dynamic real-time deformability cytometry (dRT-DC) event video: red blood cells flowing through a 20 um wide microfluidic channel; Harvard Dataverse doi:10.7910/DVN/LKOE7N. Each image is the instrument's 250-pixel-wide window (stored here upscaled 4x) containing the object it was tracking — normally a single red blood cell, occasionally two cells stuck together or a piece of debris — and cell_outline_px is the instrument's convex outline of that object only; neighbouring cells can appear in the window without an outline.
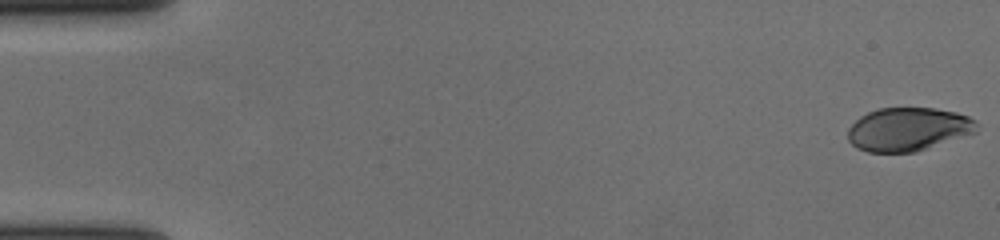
{"species": "human", "species_latin": "Homo sapiens", "temperature_condition": "cold", "stored_images_in_passage": 58, "camera_frame_rate_fps": 3000, "um_per_image_px": 0.085, "donor": {"sex": "female"}, "frame": {"image": 1, "passage_image": 1, "time_ms": 0.0, "image_size_px": [1000, 240], "cell_outline_px": [[976, 132], [916, 152], [868, 152], [856, 148], [848, 140], [848, 128], [860, 116], [868, 112], [880, 108], [936, 108], [956, 112], [968, 116], [976, 120]], "centroid_in_image_um": [77.18, 10.99], "position_along_channel_um": 7.8, "area_um2": 32.6}}
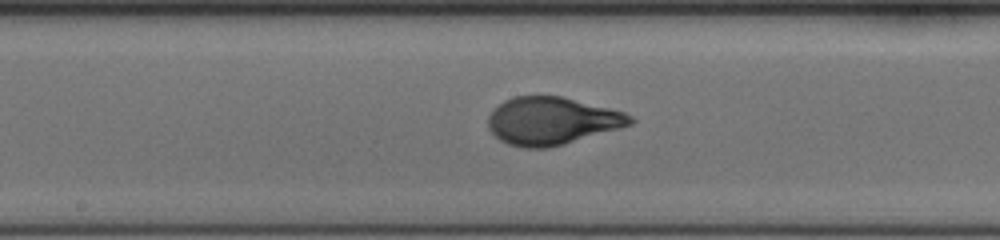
{"frame": {"image": 2, "passage_image": 31, "time_ms": 10.0, "image_size_px": [1000, 240], "cell_outline_px": [[636, 120], [632, 124], [564, 144], [548, 148], [524, 148], [508, 144], [500, 140], [488, 128], [488, 116], [492, 108], [504, 100], [512, 96], [560, 96], [624, 112], [632, 116]], "centroid_in_image_um": [46.86, 10.27], "position_along_channel_um": 201.3, "area_um2": 39.3}}
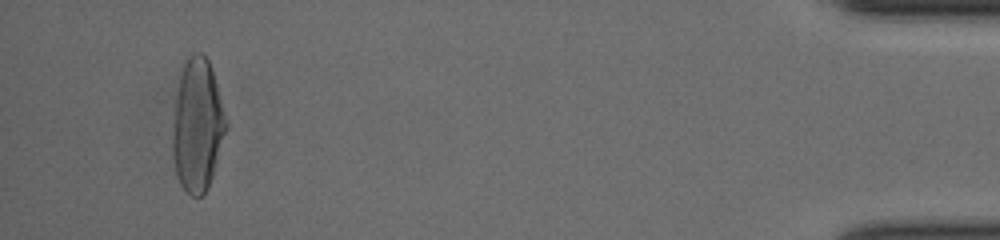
{"frame": {"image": 3, "passage_image": 55, "time_ms": 18.0, "image_size_px": [1000, 240], "cell_outline_px": [[228, 128], [208, 188], [200, 196], [192, 196], [180, 184], [176, 172], [172, 156], [172, 136], [180, 64], [192, 52], [200, 52], [208, 60], [212, 68], [228, 124]], "centroid_in_image_um": [16.78, 10.6], "position_along_channel_um": 418.4, "area_um2": 41.62}, "authors_computed_cell_mechanics": {"area_um2": 38.6104, "velocity_mm_per_s": 3.6485, "shape_relaxation_time_tau1_ms": 4.2324, "shape_relaxation_time_tau2_ms": null, "deformation_change_tau1": 0.2039, "deformation_change_tau2": null}}